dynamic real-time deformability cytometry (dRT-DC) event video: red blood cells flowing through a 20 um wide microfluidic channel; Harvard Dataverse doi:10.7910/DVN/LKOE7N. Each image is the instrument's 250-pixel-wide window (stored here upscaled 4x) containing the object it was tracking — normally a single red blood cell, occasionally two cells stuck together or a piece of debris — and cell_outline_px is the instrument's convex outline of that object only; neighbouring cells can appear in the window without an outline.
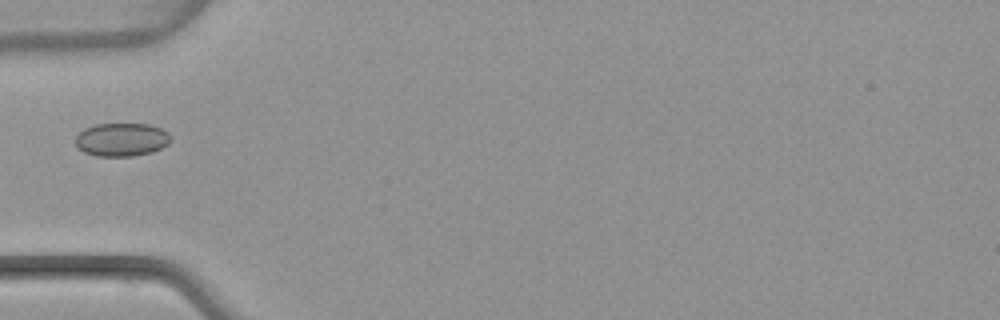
{"species": "common noctule bat (a hibernating species)", "species_latin": "Nyctalus noctula", "temperature_condition": "warm", "stored_images_in_passage": 5, "camera_frame_rate_fps": 3000, "um_per_image_px": 0.085, "animal": {"sex": "female", "body_mass_g": 22.7, "forearm_length_mm": 54.2}, "frame": {"image": 1, "passage_image": 5, "time_ms": 5.667, "image_size_px": [1000, 320], "cell_outline_px": [[172, 140], [168, 144], [152, 152], [132, 156], [96, 156], [84, 152], [76, 148], [76, 136], [84, 128], [96, 124], [148, 124], [160, 128], [168, 132], [172, 136]], "centroid_in_image_um": [10.34, 11.87], "position_along_channel_um": 74.7, "area_um2": 18.61}}